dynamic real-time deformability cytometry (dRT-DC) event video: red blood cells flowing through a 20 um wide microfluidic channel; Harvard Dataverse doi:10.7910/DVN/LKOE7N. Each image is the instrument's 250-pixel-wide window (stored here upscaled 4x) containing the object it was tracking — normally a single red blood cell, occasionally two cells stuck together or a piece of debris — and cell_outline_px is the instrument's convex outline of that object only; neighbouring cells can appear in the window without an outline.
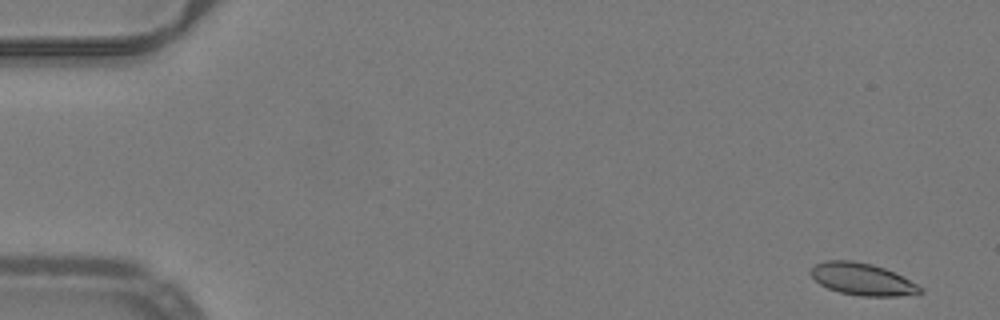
{"species": "common noctule bat (a hibernating species)", "species_latin": "Nyctalus noctula", "temperature_condition": "warm", "stored_images_in_passage": 51, "camera_frame_rate_fps": 3000, "um_per_image_px": 0.085, "animal": {"sex": "male", "body_mass_g": 19.2, "forearm_length_mm": 51.8}, "frame": {"image": 1, "passage_image": 2, "time_ms": 0.333, "image_size_px": [1000, 320], "cell_outline_px": [[924, 292], [896, 296], [860, 296], [840, 292], [828, 288], [820, 284], [808, 272], [816, 264], [824, 260], [852, 260], [872, 264], [884, 268], [924, 288]], "centroid_in_image_um": [73.26, 23.72], "position_along_channel_um": 11.7, "area_um2": 20.23}}
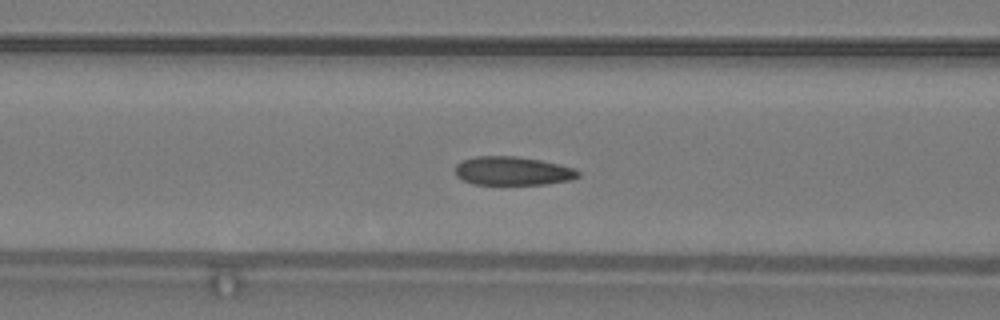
{"frame": {"image": 2, "passage_image": 21, "time_ms": 6.667, "image_size_px": [1000, 320], "cell_outline_px": [[580, 176], [572, 180], [544, 184], [472, 184], [456, 176], [456, 164], [464, 160], [476, 156], [516, 156], [540, 160], [560, 164], [576, 168], [580, 172]], "centroid_in_image_um": [43.62, 14.53], "position_along_channel_um": 123.0, "area_um2": 20.58}}
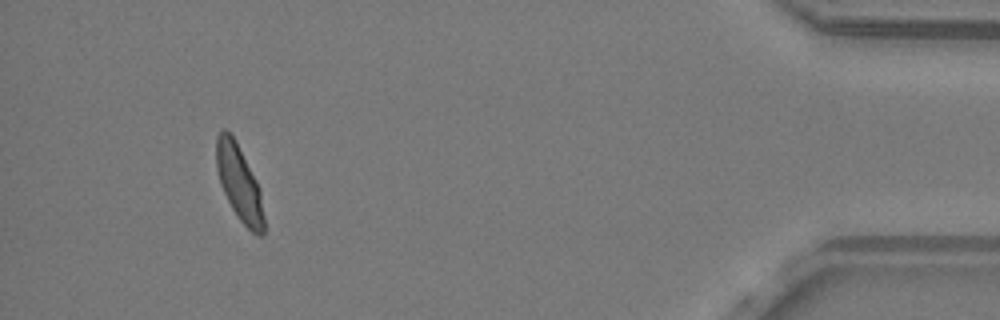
{"frame": {"image": 3, "passage_image": 48, "time_ms": 15.667, "image_size_px": [1000, 320], "cell_outline_px": [[264, 232], [260, 236], [256, 236], [240, 220], [232, 208], [220, 184], [216, 168], [216, 136], [224, 128], [236, 140], [260, 188], [264, 216]], "centroid_in_image_um": [20.33, 15.56], "position_along_channel_um": 414.9, "area_um2": 20.87}, "authors_computed_cell_mechanics": {"area_um2": 21.0392, "velocity_mm_per_s": 3.9788, "shape_relaxation_time_tau1_ms": 5.7291, "shape_relaxation_time_tau2_ms": 0.9129, "deformation_change_tau1": 0.1503, "deformation_change_tau2": 0.0565}}